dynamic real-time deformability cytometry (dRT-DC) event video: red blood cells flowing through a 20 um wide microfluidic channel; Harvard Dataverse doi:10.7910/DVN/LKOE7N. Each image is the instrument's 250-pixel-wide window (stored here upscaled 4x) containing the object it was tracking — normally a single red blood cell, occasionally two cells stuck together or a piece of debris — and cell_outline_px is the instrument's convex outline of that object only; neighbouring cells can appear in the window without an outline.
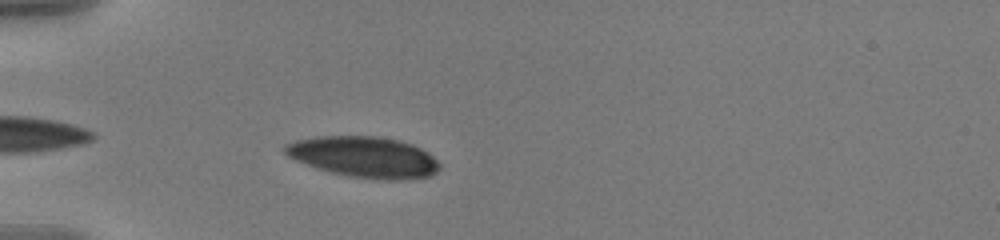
{"species": "human", "species_latin": "Homo sapiens", "temperature_condition": "warm", "stored_images_in_passage": 40, "camera_frame_rate_fps": 3000, "um_per_image_px": 0.085, "donor": {"sex": "male"}, "frame": {"image": 1, "passage_image": 4, "time_ms": 1.0, "image_size_px": [1000, 240], "cell_outline_px": [[440, 168], [432, 176], [408, 180], [388, 180], [348, 176], [332, 172], [296, 160], [288, 156], [284, 152], [284, 144], [296, 140], [316, 136], [376, 136], [396, 140], [412, 144], [420, 148], [432, 156], [440, 164]], "centroid_in_image_um": [30.96, 13.35], "position_along_channel_um": 54.0, "area_um2": 36.7}}
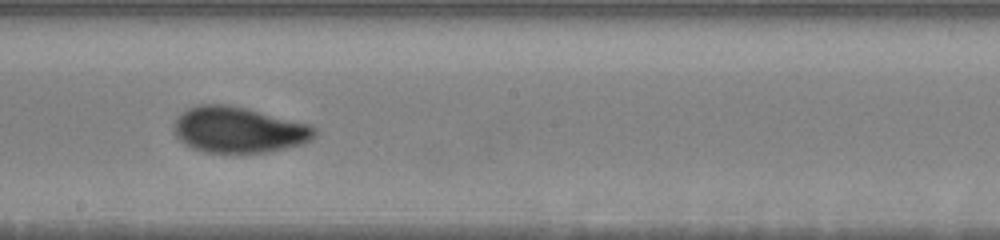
{"frame": {"image": 2, "passage_image": 20, "time_ms": 6.333, "image_size_px": [1000, 240], "cell_outline_px": [[316, 136], [312, 140], [304, 144], [264, 152], [208, 152], [196, 148], [180, 140], [176, 136], [176, 116], [188, 108], [200, 104], [228, 104], [248, 108], [308, 124], [316, 128]], "centroid_in_image_um": [20.33, 11.01], "position_along_channel_um": 227.9, "area_um2": 37.28}}
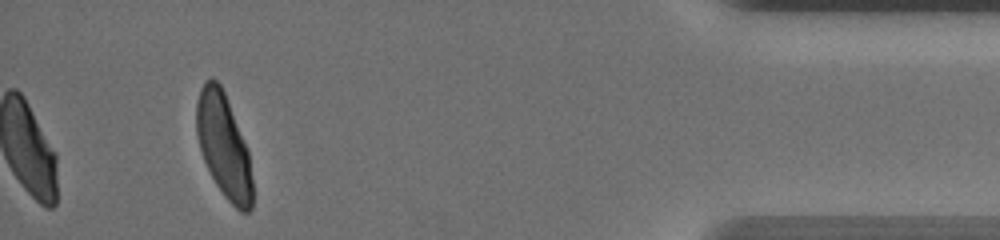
{"frame": {"image": 3, "passage_image": 40, "time_ms": 13.0, "image_size_px": [1000, 240], "cell_outline_px": [[252, 208], [248, 212], [240, 212], [224, 196], [216, 184], [204, 160], [200, 148], [196, 132], [196, 104], [200, 88], [204, 80], [212, 76], [220, 84], [224, 92], [248, 152], [252, 180]], "centroid_in_image_um": [18.99, 12.38], "position_along_channel_um": 416.2, "area_um2": 33.47}, "authors_computed_cell_mechanics": {"area_um2": 36.992, "velocity_mm_per_s": 3.5791, "shape_relaxation_time_tau1_ms": 3.0137, "shape_relaxation_time_tau2_ms": 1.1878, "deformation_change_tau1": 0.1663, "deformation_change_tau2": 0.0591}}